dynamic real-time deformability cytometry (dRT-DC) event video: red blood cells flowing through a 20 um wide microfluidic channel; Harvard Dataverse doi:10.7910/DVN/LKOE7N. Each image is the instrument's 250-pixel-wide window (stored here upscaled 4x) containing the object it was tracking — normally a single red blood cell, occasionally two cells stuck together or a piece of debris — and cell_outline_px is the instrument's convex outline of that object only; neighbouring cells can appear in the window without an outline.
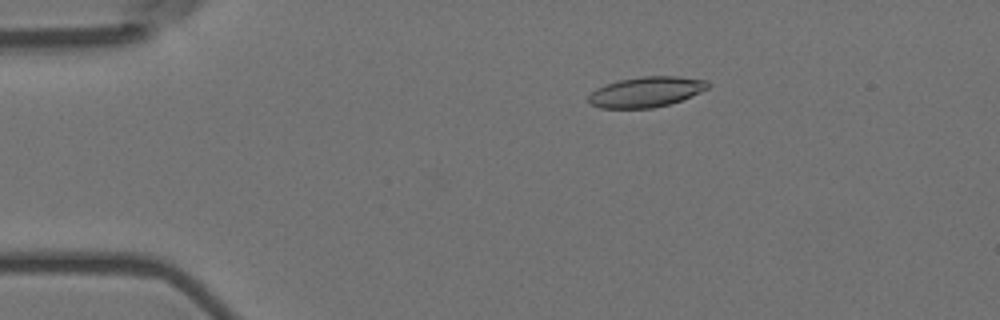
{"species": "Egyptian fruit bat (a non-hibernating species)", "species_latin": "Rousettus aegyptiacus", "temperature_condition": "room temperature", "stored_images_in_passage": 56, "camera_frame_rate_fps": 3000, "um_per_image_px": 0.085, "animal": {"sex": "female"}, "frame": {"image": 1, "passage_image": 10, "time_ms": 3.0, "image_size_px": [1000, 320], "cell_outline_px": [[708, 88], [692, 96], [668, 104], [652, 108], [600, 108], [592, 104], [588, 100], [588, 96], [596, 88], [620, 80], [640, 76], [680, 76], [708, 80]], "centroid_in_image_um": [54.94, 7.8], "position_along_channel_um": 30.1, "area_um2": 20.98}}
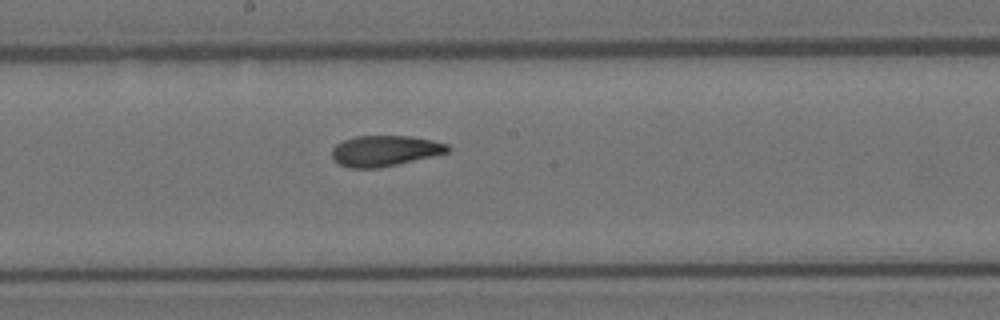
{"frame": {"image": 2, "passage_image": 30, "time_ms": 9.667, "image_size_px": [1000, 320], "cell_outline_px": [[452, 148], [448, 152], [432, 156], [380, 168], [348, 168], [332, 160], [332, 148], [336, 144], [344, 140], [356, 136], [412, 136], [432, 140], [448, 144]], "centroid_in_image_um": [32.7, 12.82], "position_along_channel_um": 215.5, "area_um2": 20.81}}
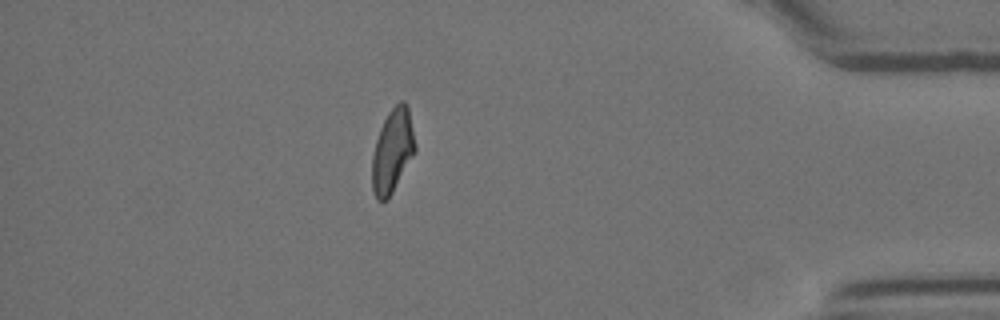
{"frame": {"image": 3, "passage_image": 49, "time_ms": 16.0, "image_size_px": [1000, 320], "cell_outline_px": [[416, 152], [388, 200], [376, 200], [372, 188], [372, 156], [376, 140], [380, 128], [388, 112], [400, 100], [404, 100], [408, 104], [416, 144]], "centroid_in_image_um": [33.38, 12.81], "position_along_channel_um": 401.8, "area_um2": 21.27}, "authors_computed_cell_mechanics": {"area_um2": 21.0392, "velocity_mm_per_s": 3.5864, "shape_relaxation_time_tau1_ms": 8.9243, "shape_relaxation_time_tau2_ms": 3.1988, "deformation_change_tau1": 0.2121, "deformation_change_tau2": 0.0867}}